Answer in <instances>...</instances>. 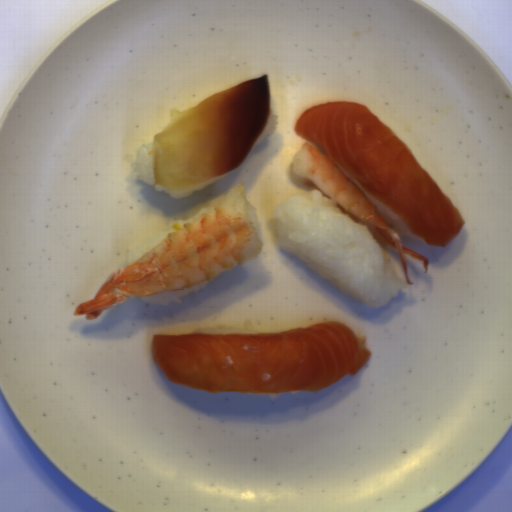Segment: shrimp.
<instances>
[{"mask_svg":"<svg viewBox=\"0 0 512 512\" xmlns=\"http://www.w3.org/2000/svg\"><path fill=\"white\" fill-rule=\"evenodd\" d=\"M261 249L249 219L244 183H235L209 210L182 224L135 262L113 271L74 316L97 319L127 298L177 292L211 281L254 261Z\"/></svg>","mask_w":512,"mask_h":512,"instance_id":"shrimp-1","label":"shrimp"},{"mask_svg":"<svg viewBox=\"0 0 512 512\" xmlns=\"http://www.w3.org/2000/svg\"><path fill=\"white\" fill-rule=\"evenodd\" d=\"M289 173L291 181L318 189L322 195L336 201L339 212L347 214L354 222L365 224L373 238L398 252L408 285L413 282H409L404 254L422 260L427 273L429 259L403 245L399 233L390 228L378 213V207L363 196L320 146L311 141L304 143L294 155Z\"/></svg>","mask_w":512,"mask_h":512,"instance_id":"shrimp-2","label":"shrimp"}]
</instances>
